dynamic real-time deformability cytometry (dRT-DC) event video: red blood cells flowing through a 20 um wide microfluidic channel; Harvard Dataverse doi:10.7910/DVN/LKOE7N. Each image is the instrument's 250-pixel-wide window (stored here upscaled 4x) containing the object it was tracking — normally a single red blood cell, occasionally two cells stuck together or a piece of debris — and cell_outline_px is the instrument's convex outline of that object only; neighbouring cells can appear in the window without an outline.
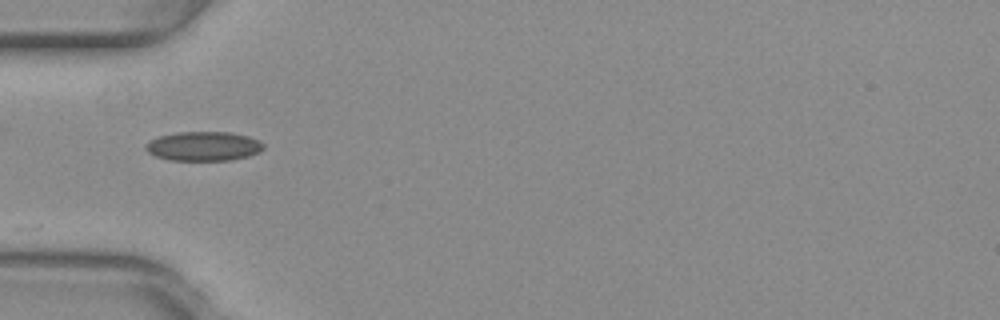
{"species": "common noctule bat (a hibernating species)", "species_latin": "Nyctalus noctula", "temperature_condition": "warm", "stored_images_in_passage": 8, "camera_frame_rate_fps": 3000, "um_per_image_px": 0.085, "animal": {"sex": "female", "body_mass_g": 29.2, "forearm_length_mm": 56.3}, "frame": {"image": 1, "passage_image": 1, "time_ms": 0.0, "image_size_px": [1000, 320], "cell_outline_px": [[264, 148], [260, 152], [248, 156], [232, 160], [168, 160], [156, 156], [148, 152], [144, 148], [144, 144], [160, 136], [176, 132], [228, 132], [248, 136], [260, 140], [264, 144]], "centroid_in_image_um": [17.32, 12.43], "position_along_channel_um": 67.7, "area_um2": 20.17}}
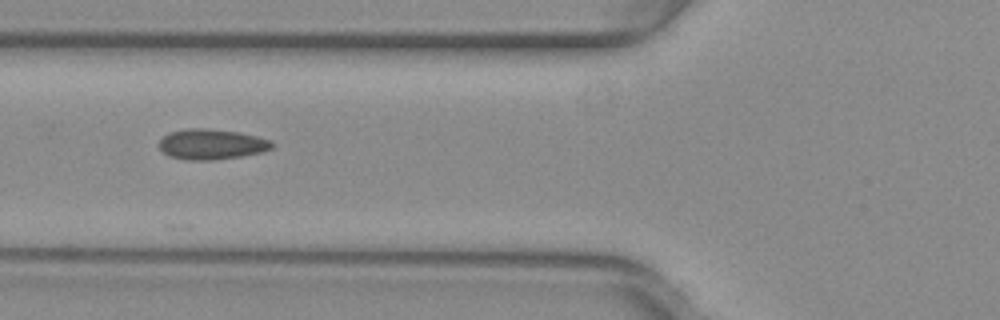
{"frame": {"image": 2, "passage_image": 4, "time_ms": 1.0, "image_size_px": [1000, 320], "cell_outline_px": [[276, 144], [272, 148], [264, 152], [240, 156], [212, 160], [184, 160], [168, 156], [160, 148], [160, 140], [168, 132], [188, 128], [204, 128], [240, 132], [272, 140]], "centroid_in_image_um": [18.01, 12.26], "position_along_channel_um": 107.8, "area_um2": 20.17}}
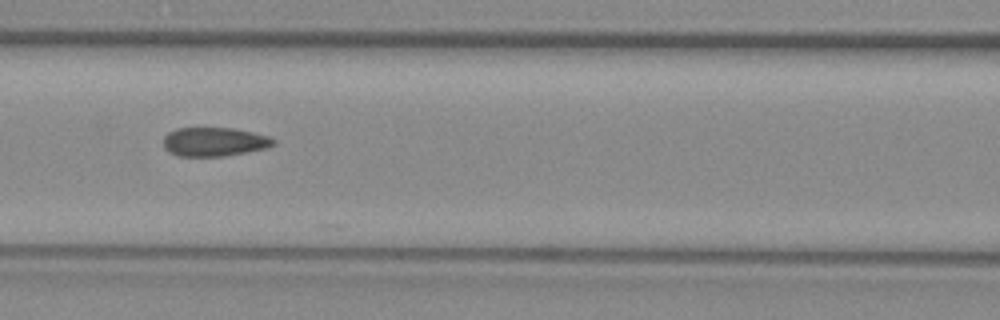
{"frame": {"image": 3, "passage_image": 7, "time_ms": 2.0, "image_size_px": [1000, 320], "cell_outline_px": [[276, 144], [264, 148], [224, 156], [176, 156], [168, 152], [164, 148], [164, 136], [168, 132], [176, 128], [232, 128], [252, 132], [268, 136], [276, 140]], "centroid_in_image_um": [18.17, 12.05], "position_along_channel_um": 148.4, "area_um2": 18.5}}